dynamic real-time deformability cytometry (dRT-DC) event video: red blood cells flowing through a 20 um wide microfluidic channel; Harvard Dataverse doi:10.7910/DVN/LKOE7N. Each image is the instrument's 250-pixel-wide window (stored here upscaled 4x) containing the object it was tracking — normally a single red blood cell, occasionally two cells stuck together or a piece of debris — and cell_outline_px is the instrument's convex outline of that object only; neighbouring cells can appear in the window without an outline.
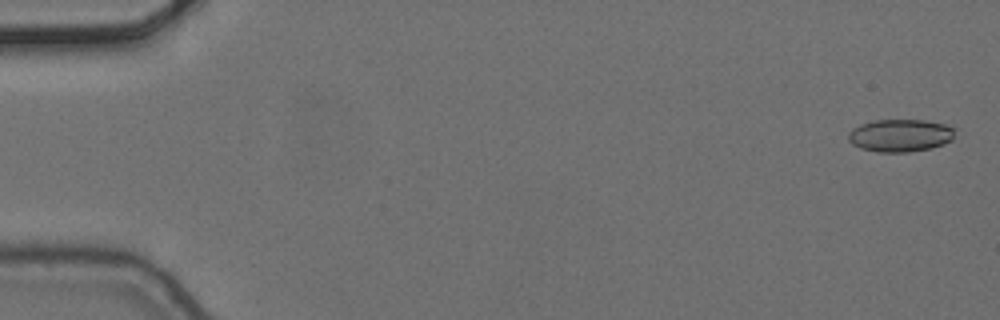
{"species": "common noctule bat (a hibernating species)", "species_latin": "Nyctalus noctula", "temperature_condition": "cold", "stored_images_in_passage": 6, "camera_frame_rate_fps": 3000, "um_per_image_px": 0.085, "animal": {"sex": "female", "body_mass_g": 24.6, "forearm_length_mm": 56.2}, "frame": {"image": 1, "passage_image": 1, "time_ms": 0.0, "image_size_px": [1000, 320], "cell_outline_px": [[952, 140], [944, 144], [932, 148], [908, 152], [876, 152], [860, 148], [852, 144], [848, 140], [848, 132], [852, 128], [860, 124], [872, 120], [924, 120], [944, 124], [952, 128]], "centroid_in_image_um": [76.46, 11.52], "position_along_channel_um": 8.5, "area_um2": 20.29}}